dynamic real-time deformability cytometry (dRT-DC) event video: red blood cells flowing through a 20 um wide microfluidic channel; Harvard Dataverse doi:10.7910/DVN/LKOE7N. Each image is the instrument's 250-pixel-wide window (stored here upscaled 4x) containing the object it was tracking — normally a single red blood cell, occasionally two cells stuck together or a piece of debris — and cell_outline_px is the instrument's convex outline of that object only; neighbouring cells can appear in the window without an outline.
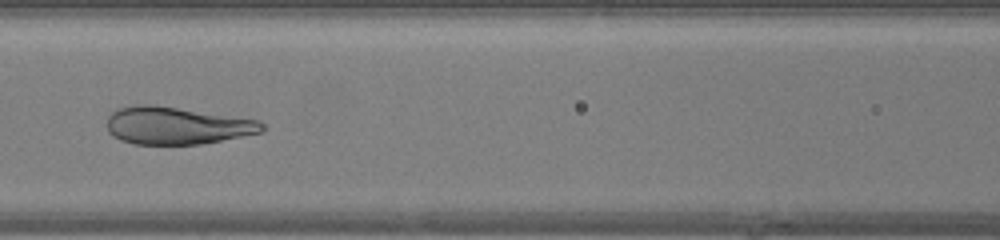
{"species": "human", "species_latin": "Homo sapiens", "temperature_condition": "warm", "stored_images_in_passage": 35, "camera_frame_rate_fps": 3000, "um_per_image_px": 0.085, "donor": {"sex": "female"}, "frame": {"image": 1, "passage_image": 9, "time_ms": 2.667, "image_size_px": [1000, 240], "cell_outline_px": [[264, 128], [260, 132], [200, 144], [136, 144], [120, 140], [112, 136], [108, 132], [108, 116], [116, 108], [136, 104], [152, 104], [256, 120], [264, 124]], "centroid_in_image_um": [14.93, 10.67], "position_along_channel_um": 151.7, "area_um2": 33.41}}
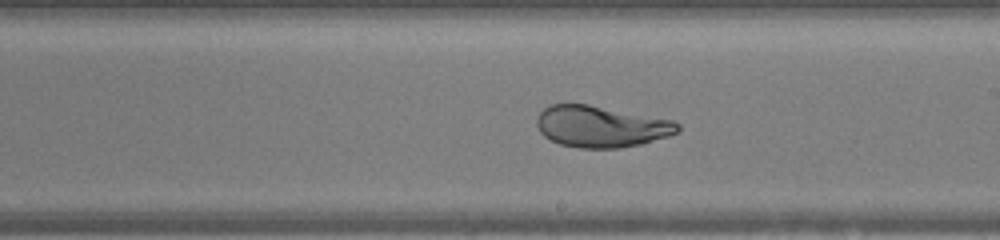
{"frame": {"image": 2, "passage_image": 15, "time_ms": 4.667, "image_size_px": [1000, 240], "cell_outline_px": [[680, 132], [668, 136], [640, 144], [620, 148], [580, 148], [560, 144], [544, 136], [540, 132], [536, 124], [536, 116], [544, 108], [552, 104], [588, 104], [672, 120], [680, 124]], "centroid_in_image_um": [51.08, 10.75], "position_along_channel_um": 237.9, "area_um2": 33.99}}
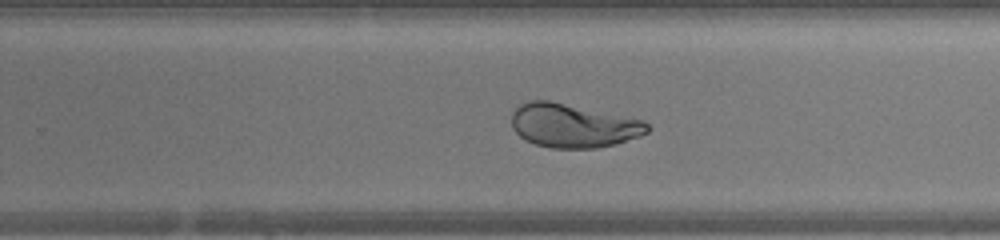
{"frame": {"image": 3, "passage_image": 18, "time_ms": 5.667, "image_size_px": [1000, 240], "cell_outline_px": [[652, 128], [648, 132], [640, 136], [616, 144], [596, 148], [552, 148], [536, 144], [524, 140], [512, 128], [512, 112], [520, 104], [528, 100], [548, 100], [644, 120]], "centroid_in_image_um": [48.72, 10.68], "position_along_channel_um": 281.1, "area_um2": 34.68}, "authors_computed_cell_mechanics": {"area_um2": 38.2636, "velocity_mm_per_s": 4.3294, "shape_relaxation_time_tau1_ms": 7.679, "shape_relaxation_time_tau2_ms": null, "deformation_change_tau1": 0.223, "deformation_change_tau2": null}}